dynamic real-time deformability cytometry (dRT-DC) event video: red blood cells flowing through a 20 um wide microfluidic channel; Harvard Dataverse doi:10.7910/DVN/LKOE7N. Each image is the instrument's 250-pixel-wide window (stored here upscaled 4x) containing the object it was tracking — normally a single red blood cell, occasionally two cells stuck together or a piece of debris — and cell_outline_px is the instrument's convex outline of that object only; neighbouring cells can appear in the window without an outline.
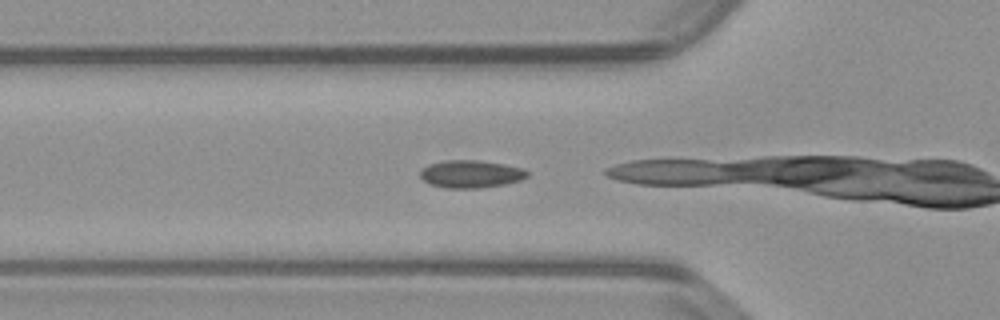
{"species": "common noctule bat (a hibernating species)", "species_latin": "Nyctalus noctula", "temperature_condition": "warm", "stored_images_in_passage": 13, "camera_frame_rate_fps": 3000, "um_per_image_px": 0.085, "animal": {"sex": "male", "body_mass_g": 23.1, "forearm_length_mm": 52.7}, "frame": {"image": 1, "passage_image": 10, "time_ms": 3.0, "image_size_px": [1000, 320], "cell_outline_px": [[528, 176], [520, 180], [504, 184], [480, 188], [444, 188], [428, 184], [420, 176], [420, 168], [428, 164], [448, 160], [480, 160], [504, 164], [524, 168], [528, 172]], "centroid_in_image_um": [40.0, 14.79], "position_along_channel_um": 85.8, "area_um2": 17.4}}